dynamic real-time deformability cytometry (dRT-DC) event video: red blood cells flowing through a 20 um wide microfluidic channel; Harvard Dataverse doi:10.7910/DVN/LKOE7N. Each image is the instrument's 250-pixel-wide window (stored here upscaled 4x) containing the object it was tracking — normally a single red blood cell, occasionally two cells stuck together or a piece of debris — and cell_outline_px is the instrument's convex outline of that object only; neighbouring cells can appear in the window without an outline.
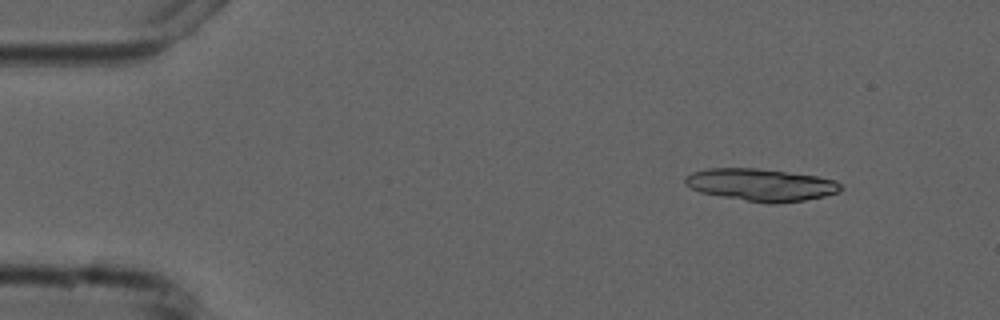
{"species": "common noctule bat (a hibernating species)", "species_latin": "Nyctalus noctula", "temperature_condition": "cold", "stored_images_in_passage": 5, "camera_frame_rate_fps": 3000, "um_per_image_px": 0.085, "animal": {"sex": "male", "forearm_length_mm": 52.5}, "frame": {"image": 1, "passage_image": 2, "time_ms": 1.333, "image_size_px": [1000, 320], "cell_outline_px": [[844, 188], [840, 192], [824, 196], [804, 200], [776, 204], [768, 204], [700, 192], [684, 184], [684, 176], [692, 172], [708, 168], [756, 168], [816, 176], [836, 180]], "centroid_in_image_um": [64.69, 15.71], "position_along_channel_um": 20.3, "area_um2": 29.3}}